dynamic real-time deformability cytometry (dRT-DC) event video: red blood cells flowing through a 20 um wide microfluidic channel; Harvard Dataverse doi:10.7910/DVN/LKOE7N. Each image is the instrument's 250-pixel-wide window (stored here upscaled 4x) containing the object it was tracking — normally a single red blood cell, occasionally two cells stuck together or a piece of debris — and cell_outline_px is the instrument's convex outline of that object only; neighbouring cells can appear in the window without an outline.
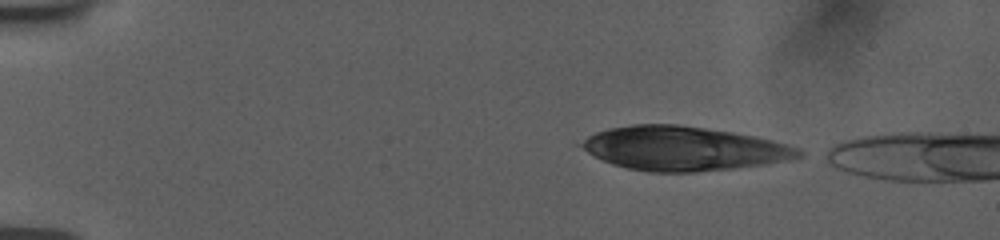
{"species": "human", "species_latin": "Homo sapiens", "temperature_condition": "room temperature", "stored_images_in_passage": 8, "camera_frame_rate_fps": 3000, "um_per_image_px": 0.085, "donor": {"sex": "female"}, "frame": {"image": 1, "passage_image": 1, "time_ms": 0.0, "image_size_px": [1000, 240], "cell_outline_px": [[804, 156], [800, 160], [732, 168], [696, 172], [648, 172], [628, 168], [612, 164], [572, 144], [596, 132], [608, 128], [632, 124], [680, 124], [732, 132], [772, 140], [788, 144], [800, 148], [804, 152]], "centroid_in_image_um": [58.13, 12.62], "position_along_channel_um": 26.9, "area_um2": 56.41}}